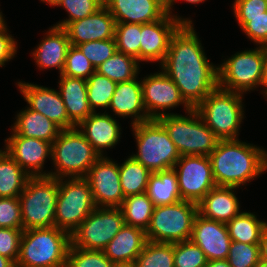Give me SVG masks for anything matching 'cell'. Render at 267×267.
I'll return each mask as SVG.
<instances>
[{"mask_svg":"<svg viewBox=\"0 0 267 267\" xmlns=\"http://www.w3.org/2000/svg\"><path fill=\"white\" fill-rule=\"evenodd\" d=\"M8 30L6 24L0 27V67H5L6 62L12 60L17 54V41L8 33Z\"/></svg>","mask_w":267,"mask_h":267,"instance_id":"c3c4849f","label":"cell"},{"mask_svg":"<svg viewBox=\"0 0 267 267\" xmlns=\"http://www.w3.org/2000/svg\"><path fill=\"white\" fill-rule=\"evenodd\" d=\"M59 77L58 91L63 99L69 120L77 127L93 113L88 103L87 81L62 74Z\"/></svg>","mask_w":267,"mask_h":267,"instance_id":"4316f807","label":"cell"},{"mask_svg":"<svg viewBox=\"0 0 267 267\" xmlns=\"http://www.w3.org/2000/svg\"><path fill=\"white\" fill-rule=\"evenodd\" d=\"M0 267H15V264L10 259L0 255Z\"/></svg>","mask_w":267,"mask_h":267,"instance_id":"db71d44e","label":"cell"},{"mask_svg":"<svg viewBox=\"0 0 267 267\" xmlns=\"http://www.w3.org/2000/svg\"><path fill=\"white\" fill-rule=\"evenodd\" d=\"M16 84L29 109L41 113L61 130L76 128L68 118L66 107L58 90L25 81H19Z\"/></svg>","mask_w":267,"mask_h":267,"instance_id":"2e32d148","label":"cell"},{"mask_svg":"<svg viewBox=\"0 0 267 267\" xmlns=\"http://www.w3.org/2000/svg\"><path fill=\"white\" fill-rule=\"evenodd\" d=\"M176 1L177 0H167L165 2L166 12L170 16H172L173 18H175L176 20L181 22L182 24H194L190 18H182L181 16H177V14L175 15L172 13L173 5H174V3H176ZM184 1L191 3V4H198V3L200 4L202 2H205V0H184Z\"/></svg>","mask_w":267,"mask_h":267,"instance_id":"681fc988","label":"cell"},{"mask_svg":"<svg viewBox=\"0 0 267 267\" xmlns=\"http://www.w3.org/2000/svg\"><path fill=\"white\" fill-rule=\"evenodd\" d=\"M140 63L130 55L117 51L95 71L116 83L130 81L139 74Z\"/></svg>","mask_w":267,"mask_h":267,"instance_id":"836d02e7","label":"cell"},{"mask_svg":"<svg viewBox=\"0 0 267 267\" xmlns=\"http://www.w3.org/2000/svg\"><path fill=\"white\" fill-rule=\"evenodd\" d=\"M226 260L231 267H256L260 261V245L231 241Z\"/></svg>","mask_w":267,"mask_h":267,"instance_id":"ab89813d","label":"cell"},{"mask_svg":"<svg viewBox=\"0 0 267 267\" xmlns=\"http://www.w3.org/2000/svg\"><path fill=\"white\" fill-rule=\"evenodd\" d=\"M154 206L176 203L181 199L175 170L151 173L146 192Z\"/></svg>","mask_w":267,"mask_h":267,"instance_id":"f1b7e54d","label":"cell"},{"mask_svg":"<svg viewBox=\"0 0 267 267\" xmlns=\"http://www.w3.org/2000/svg\"><path fill=\"white\" fill-rule=\"evenodd\" d=\"M70 234L57 227L23 230L15 267H66Z\"/></svg>","mask_w":267,"mask_h":267,"instance_id":"3957f363","label":"cell"},{"mask_svg":"<svg viewBox=\"0 0 267 267\" xmlns=\"http://www.w3.org/2000/svg\"><path fill=\"white\" fill-rule=\"evenodd\" d=\"M235 189L239 188L226 186L212 188L198 203V214L206 219L227 224L242 211Z\"/></svg>","mask_w":267,"mask_h":267,"instance_id":"d4e9b609","label":"cell"},{"mask_svg":"<svg viewBox=\"0 0 267 267\" xmlns=\"http://www.w3.org/2000/svg\"><path fill=\"white\" fill-rule=\"evenodd\" d=\"M159 67L192 109L218 87V66L207 58L193 24H182L174 33Z\"/></svg>","mask_w":267,"mask_h":267,"instance_id":"6da1fadb","label":"cell"},{"mask_svg":"<svg viewBox=\"0 0 267 267\" xmlns=\"http://www.w3.org/2000/svg\"><path fill=\"white\" fill-rule=\"evenodd\" d=\"M115 118L106 110L104 113L93 112L77 126L100 156H104L106 149L114 148L120 141L122 130Z\"/></svg>","mask_w":267,"mask_h":267,"instance_id":"7402d4cb","label":"cell"},{"mask_svg":"<svg viewBox=\"0 0 267 267\" xmlns=\"http://www.w3.org/2000/svg\"><path fill=\"white\" fill-rule=\"evenodd\" d=\"M267 47L236 52L218 65V87L245 94L262 86Z\"/></svg>","mask_w":267,"mask_h":267,"instance_id":"9c48e42d","label":"cell"},{"mask_svg":"<svg viewBox=\"0 0 267 267\" xmlns=\"http://www.w3.org/2000/svg\"><path fill=\"white\" fill-rule=\"evenodd\" d=\"M94 72L95 68L79 48L71 45L67 52L62 75L87 80Z\"/></svg>","mask_w":267,"mask_h":267,"instance_id":"7bdbcfd3","label":"cell"},{"mask_svg":"<svg viewBox=\"0 0 267 267\" xmlns=\"http://www.w3.org/2000/svg\"><path fill=\"white\" fill-rule=\"evenodd\" d=\"M154 204L146 193L125 197L119 207L126 225L140 228L146 232L150 225Z\"/></svg>","mask_w":267,"mask_h":267,"instance_id":"1f68e13d","label":"cell"},{"mask_svg":"<svg viewBox=\"0 0 267 267\" xmlns=\"http://www.w3.org/2000/svg\"><path fill=\"white\" fill-rule=\"evenodd\" d=\"M204 252L191 240L174 243V267H205Z\"/></svg>","mask_w":267,"mask_h":267,"instance_id":"60d3db41","label":"cell"},{"mask_svg":"<svg viewBox=\"0 0 267 267\" xmlns=\"http://www.w3.org/2000/svg\"><path fill=\"white\" fill-rule=\"evenodd\" d=\"M260 259L267 261V225L264 227L260 239Z\"/></svg>","mask_w":267,"mask_h":267,"instance_id":"f907efd6","label":"cell"},{"mask_svg":"<svg viewBox=\"0 0 267 267\" xmlns=\"http://www.w3.org/2000/svg\"><path fill=\"white\" fill-rule=\"evenodd\" d=\"M59 6L66 10L68 18L57 22L53 26L64 29L70 22L96 13L104 6V0H62Z\"/></svg>","mask_w":267,"mask_h":267,"instance_id":"f35d334b","label":"cell"},{"mask_svg":"<svg viewBox=\"0 0 267 267\" xmlns=\"http://www.w3.org/2000/svg\"><path fill=\"white\" fill-rule=\"evenodd\" d=\"M209 159L216 186L247 185L267 170V151L237 140H219Z\"/></svg>","mask_w":267,"mask_h":267,"instance_id":"7a4b0ae2","label":"cell"},{"mask_svg":"<svg viewBox=\"0 0 267 267\" xmlns=\"http://www.w3.org/2000/svg\"><path fill=\"white\" fill-rule=\"evenodd\" d=\"M95 208L92 191L85 178L59 179L55 227L71 235Z\"/></svg>","mask_w":267,"mask_h":267,"instance_id":"8fae6325","label":"cell"},{"mask_svg":"<svg viewBox=\"0 0 267 267\" xmlns=\"http://www.w3.org/2000/svg\"><path fill=\"white\" fill-rule=\"evenodd\" d=\"M104 6L116 23H151L167 14L163 0H104Z\"/></svg>","mask_w":267,"mask_h":267,"instance_id":"44dd1931","label":"cell"},{"mask_svg":"<svg viewBox=\"0 0 267 267\" xmlns=\"http://www.w3.org/2000/svg\"><path fill=\"white\" fill-rule=\"evenodd\" d=\"M88 103L92 112L108 109L117 83L96 71L86 80Z\"/></svg>","mask_w":267,"mask_h":267,"instance_id":"d590c367","label":"cell"},{"mask_svg":"<svg viewBox=\"0 0 267 267\" xmlns=\"http://www.w3.org/2000/svg\"><path fill=\"white\" fill-rule=\"evenodd\" d=\"M141 85L143 104L150 119H158L167 114H177L169 113V111L167 113V110L182 104L185 113L192 109L182 98L172 79L162 70L141 78Z\"/></svg>","mask_w":267,"mask_h":267,"instance_id":"5bb4252c","label":"cell"},{"mask_svg":"<svg viewBox=\"0 0 267 267\" xmlns=\"http://www.w3.org/2000/svg\"><path fill=\"white\" fill-rule=\"evenodd\" d=\"M116 21L108 9L103 6L96 13L70 22L64 30L70 44H79L97 40L115 39Z\"/></svg>","mask_w":267,"mask_h":267,"instance_id":"ffe728a7","label":"cell"},{"mask_svg":"<svg viewBox=\"0 0 267 267\" xmlns=\"http://www.w3.org/2000/svg\"><path fill=\"white\" fill-rule=\"evenodd\" d=\"M182 25L168 13L160 20L141 24L140 62H158L165 59L172 36Z\"/></svg>","mask_w":267,"mask_h":267,"instance_id":"ac0fdd59","label":"cell"},{"mask_svg":"<svg viewBox=\"0 0 267 267\" xmlns=\"http://www.w3.org/2000/svg\"><path fill=\"white\" fill-rule=\"evenodd\" d=\"M114 38L117 51L136 58L140 63L141 24L116 23Z\"/></svg>","mask_w":267,"mask_h":267,"instance_id":"8d00e7d4","label":"cell"},{"mask_svg":"<svg viewBox=\"0 0 267 267\" xmlns=\"http://www.w3.org/2000/svg\"><path fill=\"white\" fill-rule=\"evenodd\" d=\"M15 122L11 126L12 134L21 137L36 138L53 143L61 129L50 119L37 111H32L27 106L17 113Z\"/></svg>","mask_w":267,"mask_h":267,"instance_id":"83f0119b","label":"cell"},{"mask_svg":"<svg viewBox=\"0 0 267 267\" xmlns=\"http://www.w3.org/2000/svg\"><path fill=\"white\" fill-rule=\"evenodd\" d=\"M146 242L144 230L124 224L103 251L115 265H131L134 264Z\"/></svg>","mask_w":267,"mask_h":267,"instance_id":"484cf974","label":"cell"},{"mask_svg":"<svg viewBox=\"0 0 267 267\" xmlns=\"http://www.w3.org/2000/svg\"><path fill=\"white\" fill-rule=\"evenodd\" d=\"M100 157L85 136L76 128L61 130L52 143L51 159L54 171L49 176L57 179L85 178Z\"/></svg>","mask_w":267,"mask_h":267,"instance_id":"5b68a950","label":"cell"},{"mask_svg":"<svg viewBox=\"0 0 267 267\" xmlns=\"http://www.w3.org/2000/svg\"><path fill=\"white\" fill-rule=\"evenodd\" d=\"M59 179L30 177L19 196L23 230L54 227Z\"/></svg>","mask_w":267,"mask_h":267,"instance_id":"ba28073f","label":"cell"},{"mask_svg":"<svg viewBox=\"0 0 267 267\" xmlns=\"http://www.w3.org/2000/svg\"><path fill=\"white\" fill-rule=\"evenodd\" d=\"M0 227L23 229L19 197H0Z\"/></svg>","mask_w":267,"mask_h":267,"instance_id":"f6af8a7d","label":"cell"},{"mask_svg":"<svg viewBox=\"0 0 267 267\" xmlns=\"http://www.w3.org/2000/svg\"><path fill=\"white\" fill-rule=\"evenodd\" d=\"M267 222L259 220L255 213L242 211L228 223L231 241L260 244L261 234Z\"/></svg>","mask_w":267,"mask_h":267,"instance_id":"4dcf8cb0","label":"cell"},{"mask_svg":"<svg viewBox=\"0 0 267 267\" xmlns=\"http://www.w3.org/2000/svg\"><path fill=\"white\" fill-rule=\"evenodd\" d=\"M41 2H45L46 4H49L52 6H58L62 0H40Z\"/></svg>","mask_w":267,"mask_h":267,"instance_id":"11a10c76","label":"cell"},{"mask_svg":"<svg viewBox=\"0 0 267 267\" xmlns=\"http://www.w3.org/2000/svg\"><path fill=\"white\" fill-rule=\"evenodd\" d=\"M108 109L118 117L131 118L130 126L151 120L143 104L142 85L138 77L117 83Z\"/></svg>","mask_w":267,"mask_h":267,"instance_id":"603a6c76","label":"cell"},{"mask_svg":"<svg viewBox=\"0 0 267 267\" xmlns=\"http://www.w3.org/2000/svg\"><path fill=\"white\" fill-rule=\"evenodd\" d=\"M77 47L95 69L117 52L115 39L85 42Z\"/></svg>","mask_w":267,"mask_h":267,"instance_id":"b9f144b4","label":"cell"},{"mask_svg":"<svg viewBox=\"0 0 267 267\" xmlns=\"http://www.w3.org/2000/svg\"><path fill=\"white\" fill-rule=\"evenodd\" d=\"M182 114H167L157 120L164 126L180 156H209L219 139L195 109Z\"/></svg>","mask_w":267,"mask_h":267,"instance_id":"52a82bcc","label":"cell"},{"mask_svg":"<svg viewBox=\"0 0 267 267\" xmlns=\"http://www.w3.org/2000/svg\"><path fill=\"white\" fill-rule=\"evenodd\" d=\"M256 267H267V261L260 259V261Z\"/></svg>","mask_w":267,"mask_h":267,"instance_id":"6f0895ef","label":"cell"},{"mask_svg":"<svg viewBox=\"0 0 267 267\" xmlns=\"http://www.w3.org/2000/svg\"><path fill=\"white\" fill-rule=\"evenodd\" d=\"M133 265L135 267H174V243L147 240Z\"/></svg>","mask_w":267,"mask_h":267,"instance_id":"e575fe53","label":"cell"},{"mask_svg":"<svg viewBox=\"0 0 267 267\" xmlns=\"http://www.w3.org/2000/svg\"><path fill=\"white\" fill-rule=\"evenodd\" d=\"M85 179L89 182L96 207L119 208L125 196L121 189L119 164L108 156H100L89 169Z\"/></svg>","mask_w":267,"mask_h":267,"instance_id":"9a60e30c","label":"cell"},{"mask_svg":"<svg viewBox=\"0 0 267 267\" xmlns=\"http://www.w3.org/2000/svg\"><path fill=\"white\" fill-rule=\"evenodd\" d=\"M5 17L3 16L2 11L0 10V27L4 26L6 24Z\"/></svg>","mask_w":267,"mask_h":267,"instance_id":"9f6ffc18","label":"cell"},{"mask_svg":"<svg viewBox=\"0 0 267 267\" xmlns=\"http://www.w3.org/2000/svg\"><path fill=\"white\" fill-rule=\"evenodd\" d=\"M262 87H263V90H261L262 91L261 94H264L263 96L267 98V55L265 58L264 78L262 82Z\"/></svg>","mask_w":267,"mask_h":267,"instance_id":"f5cc1de1","label":"cell"},{"mask_svg":"<svg viewBox=\"0 0 267 267\" xmlns=\"http://www.w3.org/2000/svg\"><path fill=\"white\" fill-rule=\"evenodd\" d=\"M190 240L199 246L208 261L227 259L231 238L226 223L197 215Z\"/></svg>","mask_w":267,"mask_h":267,"instance_id":"d6986e66","label":"cell"},{"mask_svg":"<svg viewBox=\"0 0 267 267\" xmlns=\"http://www.w3.org/2000/svg\"><path fill=\"white\" fill-rule=\"evenodd\" d=\"M243 94L214 89L196 108L219 140H237L244 117Z\"/></svg>","mask_w":267,"mask_h":267,"instance_id":"277c9868","label":"cell"},{"mask_svg":"<svg viewBox=\"0 0 267 267\" xmlns=\"http://www.w3.org/2000/svg\"><path fill=\"white\" fill-rule=\"evenodd\" d=\"M30 175L0 149V197H19Z\"/></svg>","mask_w":267,"mask_h":267,"instance_id":"f546056e","label":"cell"},{"mask_svg":"<svg viewBox=\"0 0 267 267\" xmlns=\"http://www.w3.org/2000/svg\"><path fill=\"white\" fill-rule=\"evenodd\" d=\"M241 30L257 46L267 47V11L257 17H235Z\"/></svg>","mask_w":267,"mask_h":267,"instance_id":"ee69618b","label":"cell"},{"mask_svg":"<svg viewBox=\"0 0 267 267\" xmlns=\"http://www.w3.org/2000/svg\"><path fill=\"white\" fill-rule=\"evenodd\" d=\"M124 224L120 208L96 207L70 235L71 245L103 250Z\"/></svg>","mask_w":267,"mask_h":267,"instance_id":"7c38bea8","label":"cell"},{"mask_svg":"<svg viewBox=\"0 0 267 267\" xmlns=\"http://www.w3.org/2000/svg\"><path fill=\"white\" fill-rule=\"evenodd\" d=\"M4 150L30 177L49 176L43 167L51 158L52 143L11 134L5 139Z\"/></svg>","mask_w":267,"mask_h":267,"instance_id":"e0dca14e","label":"cell"},{"mask_svg":"<svg viewBox=\"0 0 267 267\" xmlns=\"http://www.w3.org/2000/svg\"><path fill=\"white\" fill-rule=\"evenodd\" d=\"M235 17H257L267 11V0H234Z\"/></svg>","mask_w":267,"mask_h":267,"instance_id":"7dc6e473","label":"cell"},{"mask_svg":"<svg viewBox=\"0 0 267 267\" xmlns=\"http://www.w3.org/2000/svg\"><path fill=\"white\" fill-rule=\"evenodd\" d=\"M70 46L67 32L63 28L52 26L46 31L45 36L32 51L31 56L39 69L55 68L59 70L61 75Z\"/></svg>","mask_w":267,"mask_h":267,"instance_id":"cb8c5ba5","label":"cell"},{"mask_svg":"<svg viewBox=\"0 0 267 267\" xmlns=\"http://www.w3.org/2000/svg\"><path fill=\"white\" fill-rule=\"evenodd\" d=\"M205 267H231L226 259L211 260Z\"/></svg>","mask_w":267,"mask_h":267,"instance_id":"816d5d0a","label":"cell"},{"mask_svg":"<svg viewBox=\"0 0 267 267\" xmlns=\"http://www.w3.org/2000/svg\"><path fill=\"white\" fill-rule=\"evenodd\" d=\"M173 169L184 201L198 204L216 186L209 156H180Z\"/></svg>","mask_w":267,"mask_h":267,"instance_id":"4fadbf2b","label":"cell"},{"mask_svg":"<svg viewBox=\"0 0 267 267\" xmlns=\"http://www.w3.org/2000/svg\"><path fill=\"white\" fill-rule=\"evenodd\" d=\"M115 267H135V266L131 264V265H116Z\"/></svg>","mask_w":267,"mask_h":267,"instance_id":"680465c9","label":"cell"},{"mask_svg":"<svg viewBox=\"0 0 267 267\" xmlns=\"http://www.w3.org/2000/svg\"><path fill=\"white\" fill-rule=\"evenodd\" d=\"M103 250H86L70 245L66 267H115Z\"/></svg>","mask_w":267,"mask_h":267,"instance_id":"74e56055","label":"cell"},{"mask_svg":"<svg viewBox=\"0 0 267 267\" xmlns=\"http://www.w3.org/2000/svg\"><path fill=\"white\" fill-rule=\"evenodd\" d=\"M131 131L137 144V153L130 155L151 173L174 168L180 154L164 126L157 120L139 123Z\"/></svg>","mask_w":267,"mask_h":267,"instance_id":"8992f818","label":"cell"},{"mask_svg":"<svg viewBox=\"0 0 267 267\" xmlns=\"http://www.w3.org/2000/svg\"><path fill=\"white\" fill-rule=\"evenodd\" d=\"M197 215L198 204L189 201L155 206L146 238L164 243L188 241Z\"/></svg>","mask_w":267,"mask_h":267,"instance_id":"30bf717a","label":"cell"},{"mask_svg":"<svg viewBox=\"0 0 267 267\" xmlns=\"http://www.w3.org/2000/svg\"><path fill=\"white\" fill-rule=\"evenodd\" d=\"M151 172L131 156L119 164L121 189L125 197L146 192Z\"/></svg>","mask_w":267,"mask_h":267,"instance_id":"d6a6232c","label":"cell"},{"mask_svg":"<svg viewBox=\"0 0 267 267\" xmlns=\"http://www.w3.org/2000/svg\"><path fill=\"white\" fill-rule=\"evenodd\" d=\"M23 229L0 227V255L16 264L22 238Z\"/></svg>","mask_w":267,"mask_h":267,"instance_id":"bcb514c9","label":"cell"}]
</instances>
